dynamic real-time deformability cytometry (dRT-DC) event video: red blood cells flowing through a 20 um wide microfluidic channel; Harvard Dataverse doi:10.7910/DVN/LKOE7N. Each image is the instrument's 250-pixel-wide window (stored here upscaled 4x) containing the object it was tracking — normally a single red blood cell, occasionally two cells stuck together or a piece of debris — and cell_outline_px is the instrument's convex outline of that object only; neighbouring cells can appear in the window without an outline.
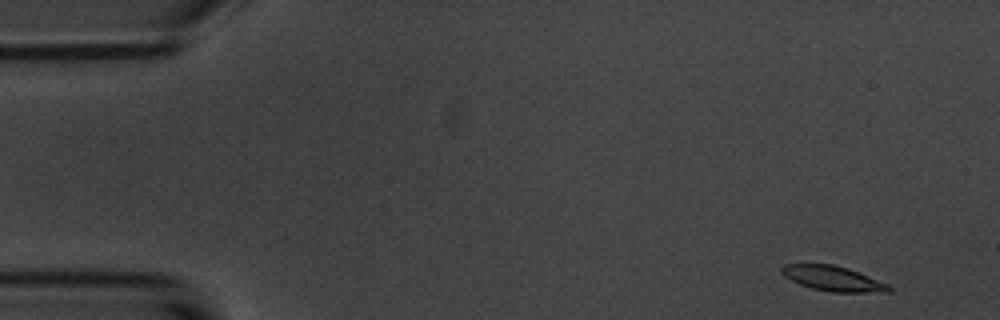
{"species": "common noctule bat (a hibernating species)", "species_latin": "Nyctalus noctula", "temperature_condition": "room temperature", "stored_images_in_passage": 13, "camera_frame_rate_fps": 3000, "um_per_image_px": 0.085, "animal": {"sex": "male", "body_mass_g": 20.1, "forearm_length_mm": 53.5}, "frame": {"image": 1, "passage_image": 1, "time_ms": 0.0, "image_size_px": [1000, 320], "cell_outline_px": [[892, 292], [832, 292], [812, 288], [800, 284], [784, 276], [780, 272], [780, 268], [784, 264], [832, 264], [848, 268], [888, 284], [892, 288]], "centroid_in_image_um": [70.8, 23.67], "position_along_channel_um": 14.2, "area_um2": 15.55}}
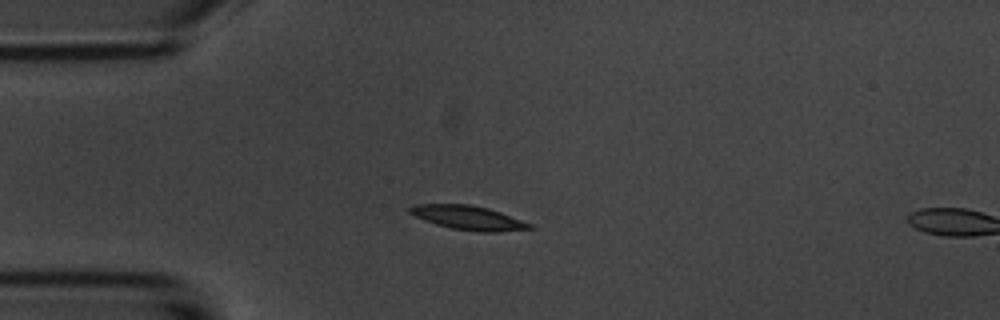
{"frame": {"image": 2, "passage_image": 11, "time_ms": 3.333, "image_size_px": [1000, 320], "cell_outline_px": [[536, 228], [496, 232], [480, 232], [452, 228], [436, 224], [424, 220], [408, 212], [408, 208], [412, 204], [472, 204], [488, 208], [500, 212], [532, 224]], "centroid_in_image_um": [39.8, 18.5], "position_along_channel_um": 45.2, "area_um2": 16.82}}